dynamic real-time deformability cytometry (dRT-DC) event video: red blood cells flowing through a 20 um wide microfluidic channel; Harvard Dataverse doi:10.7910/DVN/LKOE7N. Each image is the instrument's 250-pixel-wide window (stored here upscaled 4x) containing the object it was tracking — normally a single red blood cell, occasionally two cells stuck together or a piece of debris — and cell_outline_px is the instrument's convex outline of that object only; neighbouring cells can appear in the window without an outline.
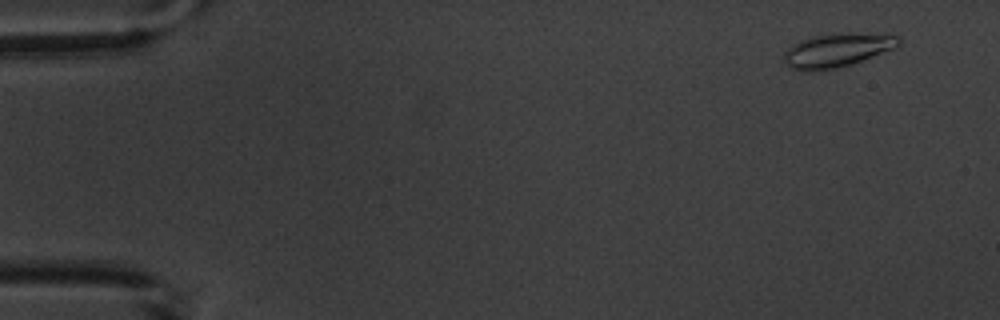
{"species": "common noctule bat (a hibernating species)", "species_latin": "Nyctalus noctula", "temperature_condition": "warm", "stored_images_in_passage": 4, "camera_frame_rate_fps": 3000, "um_per_image_px": 0.085, "animal": {"sex": "male", "body_mass_g": 20.1, "forearm_length_mm": 53.5}, "frame": {"image": 1, "passage_image": 1, "time_ms": 0.0, "image_size_px": [1000, 320], "cell_outline_px": [[900, 44], [892, 48], [860, 60], [836, 68], [808, 72], [800, 72], [784, 64], [780, 60], [784, 52], [792, 44], [800, 40], [816, 36], [844, 32], [852, 32], [900, 36]], "centroid_in_image_um": [71.03, 4.27], "position_along_channel_um": 14.0, "area_um2": 22.48}}